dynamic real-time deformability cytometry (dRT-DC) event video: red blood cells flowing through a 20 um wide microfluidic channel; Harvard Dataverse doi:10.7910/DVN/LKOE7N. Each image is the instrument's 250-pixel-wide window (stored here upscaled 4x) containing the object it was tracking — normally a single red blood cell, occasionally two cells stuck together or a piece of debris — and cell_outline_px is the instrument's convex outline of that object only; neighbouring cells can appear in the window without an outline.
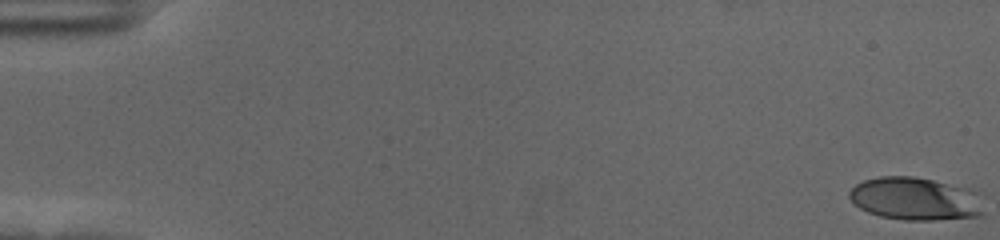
{"species": "human", "species_latin": "Homo sapiens", "temperature_condition": "cold", "stored_images_in_passage": 57, "camera_frame_rate_fps": 3000, "um_per_image_px": 0.085, "donor": {"sex": "female"}, "frame": {"image": 1, "passage_image": 1, "time_ms": 0.0, "image_size_px": [1000, 240], "cell_outline_px": [[984, 216], [932, 220], [904, 220], [880, 216], [868, 212], [860, 208], [848, 196], [848, 192], [856, 184], [864, 180], [880, 176], [912, 176], [932, 180], [980, 192], [984, 212]], "centroid_in_image_um": [77.83, 16.9], "position_along_channel_um": 7.2, "area_um2": 33.7}}
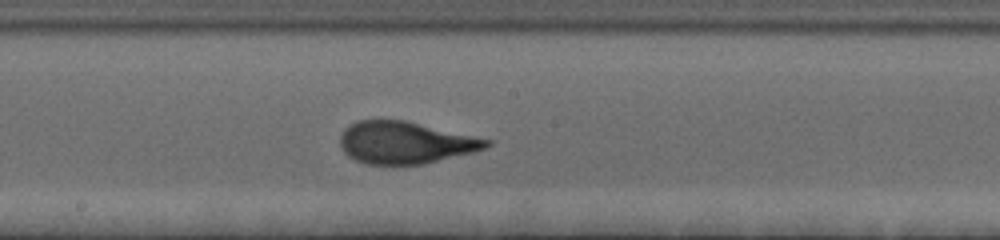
{"frame": {"image": 2, "passage_image": 32, "time_ms": 10.333, "image_size_px": [1000, 240], "cell_outline_px": [[492, 144], [484, 148], [472, 152], [424, 164], [364, 164], [348, 156], [344, 152], [340, 144], [340, 136], [344, 128], [356, 120], [404, 120], [492, 140]], "centroid_in_image_um": [34.41, 12.12], "position_along_channel_um": 213.8, "area_um2": 35.72}}
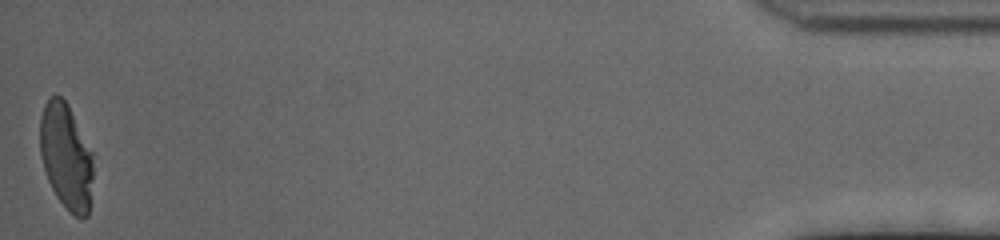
{"frame": {"image": 3, "passage_image": 57, "time_ms": 18.667, "image_size_px": [1000, 240], "cell_outline_px": [[92, 176], [88, 216], [76, 216], [56, 196], [48, 180], [40, 156], [40, 116], [44, 104], [48, 96], [56, 92], [68, 104], [92, 152]], "centroid_in_image_um": [5.59, 13.21], "position_along_channel_um": 429.6, "area_um2": 32.54}, "authors_computed_cell_mechanics": {"area_um2": 34.6222, "velocity_mm_per_s": 3.6206, "shape_relaxation_time_tau1_ms": 3.5581, "shape_relaxation_time_tau2_ms": 0.7077, "deformation_change_tau1": 0.1995, "deformation_change_tau2": 0.0831}}